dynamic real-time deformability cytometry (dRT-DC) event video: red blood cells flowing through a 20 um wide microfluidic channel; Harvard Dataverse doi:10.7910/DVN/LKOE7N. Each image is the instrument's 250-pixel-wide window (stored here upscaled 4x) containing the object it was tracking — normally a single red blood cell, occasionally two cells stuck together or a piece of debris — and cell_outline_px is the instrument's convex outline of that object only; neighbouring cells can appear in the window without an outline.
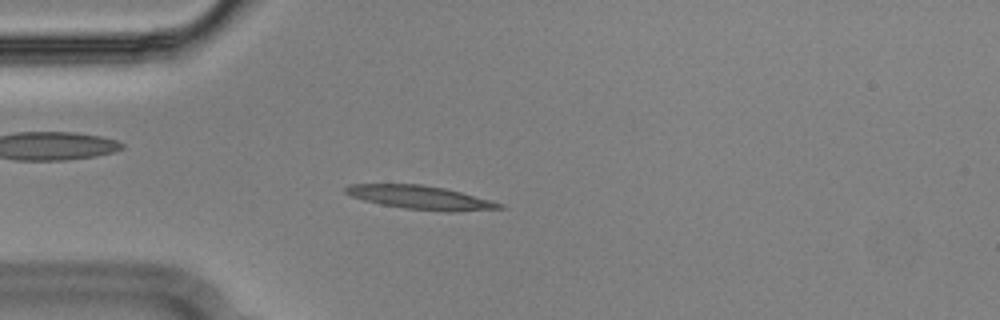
{"species": "Egyptian fruit bat (a non-hibernating species)", "species_latin": "Rousettus aegyptiacus", "temperature_condition": "cold", "stored_images_in_passage": 48, "camera_frame_rate_fps": 3000, "um_per_image_px": 0.085, "animal": {"sex": "male"}, "frame": {"image": 1, "passage_image": 8, "time_ms": 2.333, "image_size_px": [1000, 320], "cell_outline_px": [[504, 208], [460, 212], [448, 212], [404, 208], [380, 204], [364, 200], [352, 196], [344, 192], [344, 188], [348, 184], [420, 184], [444, 188], [460, 192], [504, 204]], "centroid_in_image_um": [35.74, 16.79], "position_along_channel_um": 49.3, "area_um2": 21.1}}
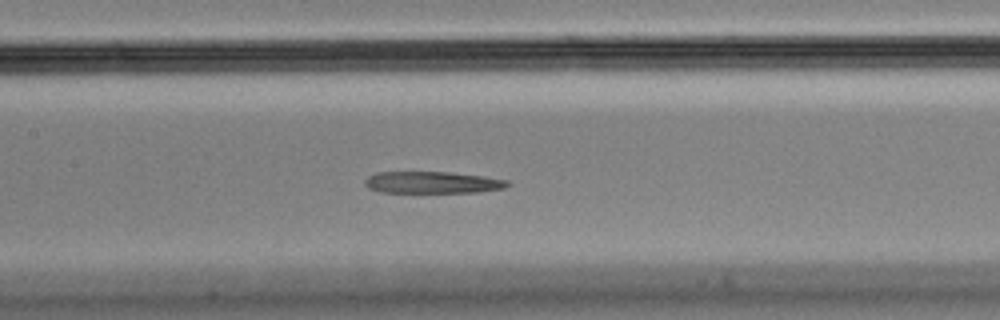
{"frame": {"image": 2, "passage_image": 19, "time_ms": 6.0, "image_size_px": [1000, 320], "cell_outline_px": [[512, 184], [504, 188], [476, 192], [380, 192], [368, 188], [364, 184], [364, 180], [368, 176], [376, 172], [448, 172], [484, 176], [508, 180]], "centroid_in_image_um": [36.75, 15.5], "position_along_channel_um": 170.7, "area_um2": 18.15}}
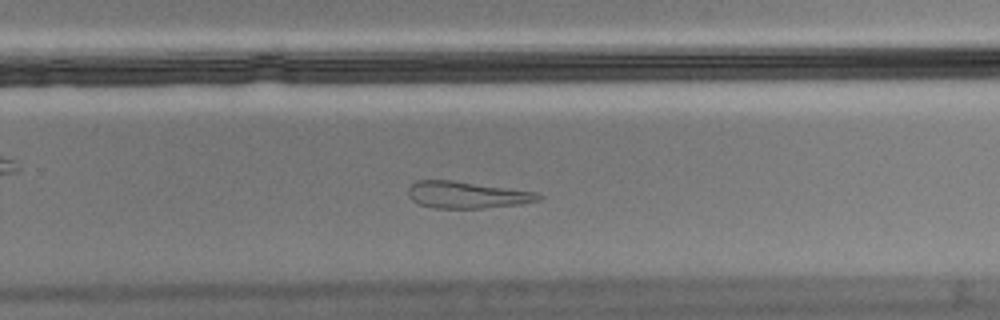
{"frame": {"image": 3, "passage_image": 29, "time_ms": 9.333, "image_size_px": [1000, 320], "cell_outline_px": [[544, 196], [540, 200], [520, 204], [484, 208], [432, 208], [420, 204], [412, 200], [408, 196], [408, 188], [416, 180], [452, 180], [536, 192]], "centroid_in_image_um": [39.68, 16.56], "position_along_channel_um": 290.1, "area_um2": 20.35}, "authors_computed_cell_mechanics": {"area_um2": 20.4612, "velocity_mm_per_s": 3.5916, "shape_relaxation_time_tau1_ms": null, "shape_relaxation_time_tau2_ms": 4.6963, "deformation_change_tau1": null, "deformation_change_tau2": 0.1633}}